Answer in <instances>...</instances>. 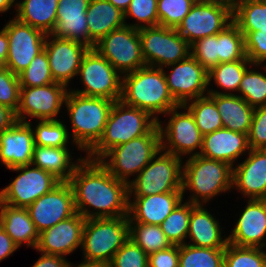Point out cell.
Segmentation results:
<instances>
[{
  "label": "cell",
  "mask_w": 266,
  "mask_h": 267,
  "mask_svg": "<svg viewBox=\"0 0 266 267\" xmlns=\"http://www.w3.org/2000/svg\"><path fill=\"white\" fill-rule=\"evenodd\" d=\"M68 182L76 212L85 219L128 216V184L118 180L98 160L84 157Z\"/></svg>",
  "instance_id": "6da1fadb"
},
{
  "label": "cell",
  "mask_w": 266,
  "mask_h": 267,
  "mask_svg": "<svg viewBox=\"0 0 266 267\" xmlns=\"http://www.w3.org/2000/svg\"><path fill=\"white\" fill-rule=\"evenodd\" d=\"M165 72L163 68L144 66L122 75L120 100L147 111L159 120L157 114H166L180 106L169 91Z\"/></svg>",
  "instance_id": "7a4b0ae2"
},
{
  "label": "cell",
  "mask_w": 266,
  "mask_h": 267,
  "mask_svg": "<svg viewBox=\"0 0 266 267\" xmlns=\"http://www.w3.org/2000/svg\"><path fill=\"white\" fill-rule=\"evenodd\" d=\"M115 101L103 97H86L68 91L64 105L72 124V142L89 152L103 135Z\"/></svg>",
  "instance_id": "3957f363"
},
{
  "label": "cell",
  "mask_w": 266,
  "mask_h": 267,
  "mask_svg": "<svg viewBox=\"0 0 266 267\" xmlns=\"http://www.w3.org/2000/svg\"><path fill=\"white\" fill-rule=\"evenodd\" d=\"M157 124L158 120L147 111L126 105L121 100L115 101L102 137L86 158L100 160L111 148L146 135Z\"/></svg>",
  "instance_id": "277c9868"
},
{
  "label": "cell",
  "mask_w": 266,
  "mask_h": 267,
  "mask_svg": "<svg viewBox=\"0 0 266 267\" xmlns=\"http://www.w3.org/2000/svg\"><path fill=\"white\" fill-rule=\"evenodd\" d=\"M232 177L233 167L228 163L200 155L190 156L182 167V194L185 190H191L193 193L188 201L202 205L233 188Z\"/></svg>",
  "instance_id": "5b68a950"
},
{
  "label": "cell",
  "mask_w": 266,
  "mask_h": 267,
  "mask_svg": "<svg viewBox=\"0 0 266 267\" xmlns=\"http://www.w3.org/2000/svg\"><path fill=\"white\" fill-rule=\"evenodd\" d=\"M161 152V136L157 124L146 135L111 148L98 161L118 180L129 184V176L139 174Z\"/></svg>",
  "instance_id": "8992f818"
},
{
  "label": "cell",
  "mask_w": 266,
  "mask_h": 267,
  "mask_svg": "<svg viewBox=\"0 0 266 267\" xmlns=\"http://www.w3.org/2000/svg\"><path fill=\"white\" fill-rule=\"evenodd\" d=\"M128 239V216L86 219L82 232L83 257L110 263Z\"/></svg>",
  "instance_id": "52a82bcc"
},
{
  "label": "cell",
  "mask_w": 266,
  "mask_h": 267,
  "mask_svg": "<svg viewBox=\"0 0 266 267\" xmlns=\"http://www.w3.org/2000/svg\"><path fill=\"white\" fill-rule=\"evenodd\" d=\"M128 184L129 198L168 192H182V159L162 151ZM159 155V156H158ZM158 156V157H157Z\"/></svg>",
  "instance_id": "ba28073f"
},
{
  "label": "cell",
  "mask_w": 266,
  "mask_h": 267,
  "mask_svg": "<svg viewBox=\"0 0 266 267\" xmlns=\"http://www.w3.org/2000/svg\"><path fill=\"white\" fill-rule=\"evenodd\" d=\"M233 22V5L218 0H197L176 28L189 45L216 35Z\"/></svg>",
  "instance_id": "9c48e42d"
},
{
  "label": "cell",
  "mask_w": 266,
  "mask_h": 267,
  "mask_svg": "<svg viewBox=\"0 0 266 267\" xmlns=\"http://www.w3.org/2000/svg\"><path fill=\"white\" fill-rule=\"evenodd\" d=\"M147 66L163 68L190 55V45L176 28L155 26L138 29ZM163 66V67H162Z\"/></svg>",
  "instance_id": "30bf717a"
},
{
  "label": "cell",
  "mask_w": 266,
  "mask_h": 267,
  "mask_svg": "<svg viewBox=\"0 0 266 267\" xmlns=\"http://www.w3.org/2000/svg\"><path fill=\"white\" fill-rule=\"evenodd\" d=\"M120 74L125 75L147 66L142 55L138 29L124 25L113 30L95 44L94 48Z\"/></svg>",
  "instance_id": "8fae6325"
},
{
  "label": "cell",
  "mask_w": 266,
  "mask_h": 267,
  "mask_svg": "<svg viewBox=\"0 0 266 267\" xmlns=\"http://www.w3.org/2000/svg\"><path fill=\"white\" fill-rule=\"evenodd\" d=\"M85 89L70 90L86 97H103L112 101L121 98L122 76L95 49H89L84 55L78 76Z\"/></svg>",
  "instance_id": "7c38bea8"
},
{
  "label": "cell",
  "mask_w": 266,
  "mask_h": 267,
  "mask_svg": "<svg viewBox=\"0 0 266 267\" xmlns=\"http://www.w3.org/2000/svg\"><path fill=\"white\" fill-rule=\"evenodd\" d=\"M31 167L30 164L10 168L21 173L0 191L1 203L16 208H27L61 182L52 173L36 166Z\"/></svg>",
  "instance_id": "4fadbf2b"
},
{
  "label": "cell",
  "mask_w": 266,
  "mask_h": 267,
  "mask_svg": "<svg viewBox=\"0 0 266 267\" xmlns=\"http://www.w3.org/2000/svg\"><path fill=\"white\" fill-rule=\"evenodd\" d=\"M180 108L185 109L186 112H178L177 110ZM169 114L171 117L165 128L162 127L161 122L158 120L161 136V151L165 150L164 152L180 158L187 154H191L190 156L199 155L203 144V134L196 125L191 112L183 105H180L171 109L165 115ZM197 148L199 152H195Z\"/></svg>",
  "instance_id": "5bb4252c"
},
{
  "label": "cell",
  "mask_w": 266,
  "mask_h": 267,
  "mask_svg": "<svg viewBox=\"0 0 266 267\" xmlns=\"http://www.w3.org/2000/svg\"><path fill=\"white\" fill-rule=\"evenodd\" d=\"M3 29L8 35V55L5 66L18 76L36 55L44 50L47 34L20 22L15 17Z\"/></svg>",
  "instance_id": "9a60e30c"
},
{
  "label": "cell",
  "mask_w": 266,
  "mask_h": 267,
  "mask_svg": "<svg viewBox=\"0 0 266 267\" xmlns=\"http://www.w3.org/2000/svg\"><path fill=\"white\" fill-rule=\"evenodd\" d=\"M67 86L54 82L45 86L21 87L20 102L16 111L17 120L29 123L28 117L42 120H57L65 103Z\"/></svg>",
  "instance_id": "2e32d148"
},
{
  "label": "cell",
  "mask_w": 266,
  "mask_h": 267,
  "mask_svg": "<svg viewBox=\"0 0 266 267\" xmlns=\"http://www.w3.org/2000/svg\"><path fill=\"white\" fill-rule=\"evenodd\" d=\"M27 211L39 234L76 213L73 189L69 182H60L42 195Z\"/></svg>",
  "instance_id": "e0dca14e"
},
{
  "label": "cell",
  "mask_w": 266,
  "mask_h": 267,
  "mask_svg": "<svg viewBox=\"0 0 266 267\" xmlns=\"http://www.w3.org/2000/svg\"><path fill=\"white\" fill-rule=\"evenodd\" d=\"M169 66L172 70L168 75L165 73L166 82L179 105L208 95H204L208 93V72L194 57L189 55L186 59L166 67Z\"/></svg>",
  "instance_id": "ac0fdd59"
},
{
  "label": "cell",
  "mask_w": 266,
  "mask_h": 267,
  "mask_svg": "<svg viewBox=\"0 0 266 267\" xmlns=\"http://www.w3.org/2000/svg\"><path fill=\"white\" fill-rule=\"evenodd\" d=\"M50 37L52 39L48 40ZM44 49L54 82L68 86L69 81L78 75L82 59L90 48L70 39L47 34Z\"/></svg>",
  "instance_id": "d6986e66"
},
{
  "label": "cell",
  "mask_w": 266,
  "mask_h": 267,
  "mask_svg": "<svg viewBox=\"0 0 266 267\" xmlns=\"http://www.w3.org/2000/svg\"><path fill=\"white\" fill-rule=\"evenodd\" d=\"M86 219L76 212L39 234L36 251L66 256L82 246V232Z\"/></svg>",
  "instance_id": "ffe728a7"
},
{
  "label": "cell",
  "mask_w": 266,
  "mask_h": 267,
  "mask_svg": "<svg viewBox=\"0 0 266 267\" xmlns=\"http://www.w3.org/2000/svg\"><path fill=\"white\" fill-rule=\"evenodd\" d=\"M90 0H59L56 24L50 35L70 39L90 49L95 44L89 37L86 11Z\"/></svg>",
  "instance_id": "44dd1931"
},
{
  "label": "cell",
  "mask_w": 266,
  "mask_h": 267,
  "mask_svg": "<svg viewBox=\"0 0 266 267\" xmlns=\"http://www.w3.org/2000/svg\"><path fill=\"white\" fill-rule=\"evenodd\" d=\"M247 203L228 236V243L265 249L266 241L263 239H266V199H248Z\"/></svg>",
  "instance_id": "7402d4cb"
},
{
  "label": "cell",
  "mask_w": 266,
  "mask_h": 267,
  "mask_svg": "<svg viewBox=\"0 0 266 267\" xmlns=\"http://www.w3.org/2000/svg\"><path fill=\"white\" fill-rule=\"evenodd\" d=\"M247 154L233 167L232 187L249 199H266V149H250Z\"/></svg>",
  "instance_id": "603a6c76"
},
{
  "label": "cell",
  "mask_w": 266,
  "mask_h": 267,
  "mask_svg": "<svg viewBox=\"0 0 266 267\" xmlns=\"http://www.w3.org/2000/svg\"><path fill=\"white\" fill-rule=\"evenodd\" d=\"M31 125L17 121L0 134V161L7 169L31 164L35 147Z\"/></svg>",
  "instance_id": "cb8c5ba5"
},
{
  "label": "cell",
  "mask_w": 266,
  "mask_h": 267,
  "mask_svg": "<svg viewBox=\"0 0 266 267\" xmlns=\"http://www.w3.org/2000/svg\"><path fill=\"white\" fill-rule=\"evenodd\" d=\"M128 204L129 223L161 225L173 209L183 201L182 192L150 196H134Z\"/></svg>",
  "instance_id": "d4e9b609"
},
{
  "label": "cell",
  "mask_w": 266,
  "mask_h": 267,
  "mask_svg": "<svg viewBox=\"0 0 266 267\" xmlns=\"http://www.w3.org/2000/svg\"><path fill=\"white\" fill-rule=\"evenodd\" d=\"M247 150H250L247 134L222 128L203 135L199 155L207 159L226 162L234 167L235 160Z\"/></svg>",
  "instance_id": "484cf974"
},
{
  "label": "cell",
  "mask_w": 266,
  "mask_h": 267,
  "mask_svg": "<svg viewBox=\"0 0 266 267\" xmlns=\"http://www.w3.org/2000/svg\"><path fill=\"white\" fill-rule=\"evenodd\" d=\"M207 94L216 103L223 128L248 135L255 108L235 93L209 89Z\"/></svg>",
  "instance_id": "4316f807"
},
{
  "label": "cell",
  "mask_w": 266,
  "mask_h": 267,
  "mask_svg": "<svg viewBox=\"0 0 266 267\" xmlns=\"http://www.w3.org/2000/svg\"><path fill=\"white\" fill-rule=\"evenodd\" d=\"M219 221L203 205H196L191 210L187 237L190 245L204 248H226L228 237L222 239Z\"/></svg>",
  "instance_id": "83f0119b"
},
{
  "label": "cell",
  "mask_w": 266,
  "mask_h": 267,
  "mask_svg": "<svg viewBox=\"0 0 266 267\" xmlns=\"http://www.w3.org/2000/svg\"><path fill=\"white\" fill-rule=\"evenodd\" d=\"M0 226L19 247L25 242L27 246L36 248L39 232L26 208L0 202Z\"/></svg>",
  "instance_id": "f1b7e54d"
},
{
  "label": "cell",
  "mask_w": 266,
  "mask_h": 267,
  "mask_svg": "<svg viewBox=\"0 0 266 267\" xmlns=\"http://www.w3.org/2000/svg\"><path fill=\"white\" fill-rule=\"evenodd\" d=\"M89 37L96 44L115 29L123 27L124 13L108 0H90L86 11Z\"/></svg>",
  "instance_id": "f546056e"
},
{
  "label": "cell",
  "mask_w": 266,
  "mask_h": 267,
  "mask_svg": "<svg viewBox=\"0 0 266 267\" xmlns=\"http://www.w3.org/2000/svg\"><path fill=\"white\" fill-rule=\"evenodd\" d=\"M71 162V154L68 147H44L35 145L31 165L52 173L61 182H68L79 162Z\"/></svg>",
  "instance_id": "4dcf8cb0"
},
{
  "label": "cell",
  "mask_w": 266,
  "mask_h": 267,
  "mask_svg": "<svg viewBox=\"0 0 266 267\" xmlns=\"http://www.w3.org/2000/svg\"><path fill=\"white\" fill-rule=\"evenodd\" d=\"M59 0H23L15 4L16 19L50 34L56 24Z\"/></svg>",
  "instance_id": "1f68e13d"
},
{
  "label": "cell",
  "mask_w": 266,
  "mask_h": 267,
  "mask_svg": "<svg viewBox=\"0 0 266 267\" xmlns=\"http://www.w3.org/2000/svg\"><path fill=\"white\" fill-rule=\"evenodd\" d=\"M233 22L244 37L249 32L266 31V0H236Z\"/></svg>",
  "instance_id": "d6a6232c"
},
{
  "label": "cell",
  "mask_w": 266,
  "mask_h": 267,
  "mask_svg": "<svg viewBox=\"0 0 266 267\" xmlns=\"http://www.w3.org/2000/svg\"><path fill=\"white\" fill-rule=\"evenodd\" d=\"M225 248L179 245V267H224Z\"/></svg>",
  "instance_id": "836d02e7"
},
{
  "label": "cell",
  "mask_w": 266,
  "mask_h": 267,
  "mask_svg": "<svg viewBox=\"0 0 266 267\" xmlns=\"http://www.w3.org/2000/svg\"><path fill=\"white\" fill-rule=\"evenodd\" d=\"M195 204L182 201L173 209L160 225L172 245H183L188 235L191 210Z\"/></svg>",
  "instance_id": "e575fe53"
},
{
  "label": "cell",
  "mask_w": 266,
  "mask_h": 267,
  "mask_svg": "<svg viewBox=\"0 0 266 267\" xmlns=\"http://www.w3.org/2000/svg\"><path fill=\"white\" fill-rule=\"evenodd\" d=\"M183 106L191 112L203 135L223 128L216 103L208 95L188 101Z\"/></svg>",
  "instance_id": "d590c367"
},
{
  "label": "cell",
  "mask_w": 266,
  "mask_h": 267,
  "mask_svg": "<svg viewBox=\"0 0 266 267\" xmlns=\"http://www.w3.org/2000/svg\"><path fill=\"white\" fill-rule=\"evenodd\" d=\"M129 238L147 255L172 246L160 225L129 223Z\"/></svg>",
  "instance_id": "8d00e7d4"
},
{
  "label": "cell",
  "mask_w": 266,
  "mask_h": 267,
  "mask_svg": "<svg viewBox=\"0 0 266 267\" xmlns=\"http://www.w3.org/2000/svg\"><path fill=\"white\" fill-rule=\"evenodd\" d=\"M253 65L250 60H235L217 64L208 72V85L212 79L217 87L225 91L238 92L240 82L247 67Z\"/></svg>",
  "instance_id": "74e56055"
},
{
  "label": "cell",
  "mask_w": 266,
  "mask_h": 267,
  "mask_svg": "<svg viewBox=\"0 0 266 267\" xmlns=\"http://www.w3.org/2000/svg\"><path fill=\"white\" fill-rule=\"evenodd\" d=\"M219 64L235 60H249L245 53L244 35L232 22L218 33Z\"/></svg>",
  "instance_id": "f35d334b"
},
{
  "label": "cell",
  "mask_w": 266,
  "mask_h": 267,
  "mask_svg": "<svg viewBox=\"0 0 266 267\" xmlns=\"http://www.w3.org/2000/svg\"><path fill=\"white\" fill-rule=\"evenodd\" d=\"M260 247L237 246L228 243L224 267H266V251Z\"/></svg>",
  "instance_id": "ab89813d"
},
{
  "label": "cell",
  "mask_w": 266,
  "mask_h": 267,
  "mask_svg": "<svg viewBox=\"0 0 266 267\" xmlns=\"http://www.w3.org/2000/svg\"><path fill=\"white\" fill-rule=\"evenodd\" d=\"M238 92L250 106L256 108L266 105V74L247 69L240 82Z\"/></svg>",
  "instance_id": "60d3db41"
},
{
  "label": "cell",
  "mask_w": 266,
  "mask_h": 267,
  "mask_svg": "<svg viewBox=\"0 0 266 267\" xmlns=\"http://www.w3.org/2000/svg\"><path fill=\"white\" fill-rule=\"evenodd\" d=\"M34 129L35 145L56 148L68 146L69 132L60 119L39 121Z\"/></svg>",
  "instance_id": "b9f144b4"
},
{
  "label": "cell",
  "mask_w": 266,
  "mask_h": 267,
  "mask_svg": "<svg viewBox=\"0 0 266 267\" xmlns=\"http://www.w3.org/2000/svg\"><path fill=\"white\" fill-rule=\"evenodd\" d=\"M21 87H37L54 83L45 49L18 75Z\"/></svg>",
  "instance_id": "7bdbcfd3"
},
{
  "label": "cell",
  "mask_w": 266,
  "mask_h": 267,
  "mask_svg": "<svg viewBox=\"0 0 266 267\" xmlns=\"http://www.w3.org/2000/svg\"><path fill=\"white\" fill-rule=\"evenodd\" d=\"M197 0H157L159 26L177 28Z\"/></svg>",
  "instance_id": "ee69618b"
},
{
  "label": "cell",
  "mask_w": 266,
  "mask_h": 267,
  "mask_svg": "<svg viewBox=\"0 0 266 267\" xmlns=\"http://www.w3.org/2000/svg\"><path fill=\"white\" fill-rule=\"evenodd\" d=\"M132 17L143 24H125L136 29L159 26L157 0H132L124 13V21ZM147 24V25H146Z\"/></svg>",
  "instance_id": "f6af8a7d"
},
{
  "label": "cell",
  "mask_w": 266,
  "mask_h": 267,
  "mask_svg": "<svg viewBox=\"0 0 266 267\" xmlns=\"http://www.w3.org/2000/svg\"><path fill=\"white\" fill-rule=\"evenodd\" d=\"M190 55L209 72L219 64L218 34L204 37L192 43L190 45Z\"/></svg>",
  "instance_id": "bcb514c9"
},
{
  "label": "cell",
  "mask_w": 266,
  "mask_h": 267,
  "mask_svg": "<svg viewBox=\"0 0 266 267\" xmlns=\"http://www.w3.org/2000/svg\"><path fill=\"white\" fill-rule=\"evenodd\" d=\"M110 267H148V255L129 238L113 256Z\"/></svg>",
  "instance_id": "7dc6e473"
},
{
  "label": "cell",
  "mask_w": 266,
  "mask_h": 267,
  "mask_svg": "<svg viewBox=\"0 0 266 267\" xmlns=\"http://www.w3.org/2000/svg\"><path fill=\"white\" fill-rule=\"evenodd\" d=\"M20 90L18 76L6 66L0 67V104L16 112L20 102Z\"/></svg>",
  "instance_id": "c3c4849f"
},
{
  "label": "cell",
  "mask_w": 266,
  "mask_h": 267,
  "mask_svg": "<svg viewBox=\"0 0 266 267\" xmlns=\"http://www.w3.org/2000/svg\"><path fill=\"white\" fill-rule=\"evenodd\" d=\"M247 137L250 149H266V105L254 109Z\"/></svg>",
  "instance_id": "681fc988"
},
{
  "label": "cell",
  "mask_w": 266,
  "mask_h": 267,
  "mask_svg": "<svg viewBox=\"0 0 266 267\" xmlns=\"http://www.w3.org/2000/svg\"><path fill=\"white\" fill-rule=\"evenodd\" d=\"M244 42L246 57L253 66H262L266 61V31L249 32Z\"/></svg>",
  "instance_id": "f907efd6"
},
{
  "label": "cell",
  "mask_w": 266,
  "mask_h": 267,
  "mask_svg": "<svg viewBox=\"0 0 266 267\" xmlns=\"http://www.w3.org/2000/svg\"><path fill=\"white\" fill-rule=\"evenodd\" d=\"M148 267H179V245L149 254Z\"/></svg>",
  "instance_id": "816d5d0a"
},
{
  "label": "cell",
  "mask_w": 266,
  "mask_h": 267,
  "mask_svg": "<svg viewBox=\"0 0 266 267\" xmlns=\"http://www.w3.org/2000/svg\"><path fill=\"white\" fill-rule=\"evenodd\" d=\"M69 264L64 256L42 253L32 267H69Z\"/></svg>",
  "instance_id": "f5cc1de1"
},
{
  "label": "cell",
  "mask_w": 266,
  "mask_h": 267,
  "mask_svg": "<svg viewBox=\"0 0 266 267\" xmlns=\"http://www.w3.org/2000/svg\"><path fill=\"white\" fill-rule=\"evenodd\" d=\"M19 246L0 226V261L10 256Z\"/></svg>",
  "instance_id": "db71d44e"
},
{
  "label": "cell",
  "mask_w": 266,
  "mask_h": 267,
  "mask_svg": "<svg viewBox=\"0 0 266 267\" xmlns=\"http://www.w3.org/2000/svg\"><path fill=\"white\" fill-rule=\"evenodd\" d=\"M16 112L6 105L0 104V134L17 122Z\"/></svg>",
  "instance_id": "11a10c76"
},
{
  "label": "cell",
  "mask_w": 266,
  "mask_h": 267,
  "mask_svg": "<svg viewBox=\"0 0 266 267\" xmlns=\"http://www.w3.org/2000/svg\"><path fill=\"white\" fill-rule=\"evenodd\" d=\"M8 55V35L2 28L0 31V67L5 66Z\"/></svg>",
  "instance_id": "9f6ffc18"
},
{
  "label": "cell",
  "mask_w": 266,
  "mask_h": 267,
  "mask_svg": "<svg viewBox=\"0 0 266 267\" xmlns=\"http://www.w3.org/2000/svg\"><path fill=\"white\" fill-rule=\"evenodd\" d=\"M69 267H74V266L70 263ZM76 267H110V263L83 259L82 263H80Z\"/></svg>",
  "instance_id": "6f0895ef"
},
{
  "label": "cell",
  "mask_w": 266,
  "mask_h": 267,
  "mask_svg": "<svg viewBox=\"0 0 266 267\" xmlns=\"http://www.w3.org/2000/svg\"><path fill=\"white\" fill-rule=\"evenodd\" d=\"M114 7L125 13L132 0H108Z\"/></svg>",
  "instance_id": "680465c9"
},
{
  "label": "cell",
  "mask_w": 266,
  "mask_h": 267,
  "mask_svg": "<svg viewBox=\"0 0 266 267\" xmlns=\"http://www.w3.org/2000/svg\"><path fill=\"white\" fill-rule=\"evenodd\" d=\"M14 2L15 0H0V13L8 11Z\"/></svg>",
  "instance_id": "91938a15"
},
{
  "label": "cell",
  "mask_w": 266,
  "mask_h": 267,
  "mask_svg": "<svg viewBox=\"0 0 266 267\" xmlns=\"http://www.w3.org/2000/svg\"><path fill=\"white\" fill-rule=\"evenodd\" d=\"M218 1H223V2L229 3V4H231V5H234V2H235L236 0H218Z\"/></svg>",
  "instance_id": "94428289"
}]
</instances>
